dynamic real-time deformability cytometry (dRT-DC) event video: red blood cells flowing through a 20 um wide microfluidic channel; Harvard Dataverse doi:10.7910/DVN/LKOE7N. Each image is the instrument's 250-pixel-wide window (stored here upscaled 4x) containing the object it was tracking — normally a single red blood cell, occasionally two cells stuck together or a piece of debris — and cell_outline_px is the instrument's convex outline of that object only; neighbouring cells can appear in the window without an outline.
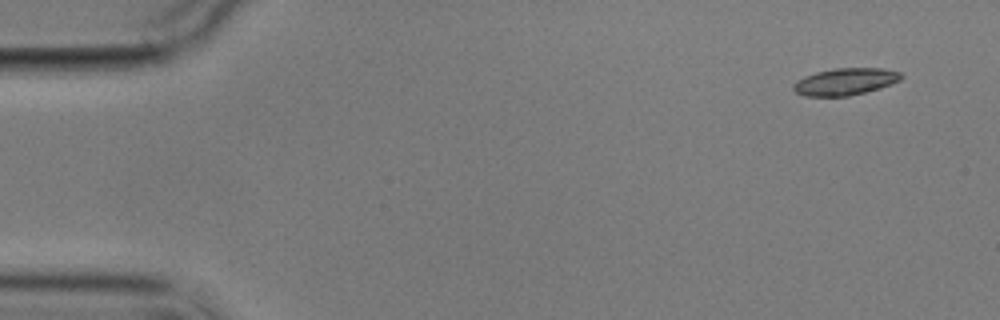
{"species": "common noctule bat (a hibernating species)", "species_latin": "Nyctalus noctula", "temperature_condition": "cold", "stored_images_in_passage": 3, "camera_frame_rate_fps": 3000, "um_per_image_px": 0.085, "animal": {"sex": "male", "body_mass_g": 17.9}, "frame": {"image": 1, "passage_image": 1, "time_ms": 0.0, "image_size_px": [1000, 320], "cell_outline_px": [[904, 76], [900, 80], [880, 88], [848, 96], [804, 96], [796, 92], [792, 88], [792, 84], [796, 80], [804, 76], [816, 72], [836, 68], [880, 68], [900, 72]], "centroid_in_image_um": [71.82, 6.93], "position_along_channel_um": 13.2, "area_um2": 16.94}}